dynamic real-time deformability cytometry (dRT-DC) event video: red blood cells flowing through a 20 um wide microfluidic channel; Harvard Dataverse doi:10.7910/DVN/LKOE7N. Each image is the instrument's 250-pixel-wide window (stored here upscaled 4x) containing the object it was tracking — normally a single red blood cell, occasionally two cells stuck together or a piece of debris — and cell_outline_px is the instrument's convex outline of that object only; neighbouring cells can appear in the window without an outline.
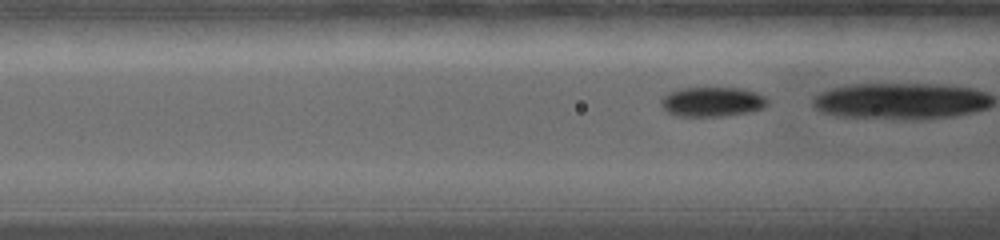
{"species": "common noctule bat (a hibernating species)", "species_latin": "Nyctalus noctula", "temperature_condition": "warm", "stored_images_in_passage": 14, "camera_frame_rate_fps": 5000, "um_per_image_px": 0.085, "animal": {"sex": "female", "body_mass_g": 19.0, "forearm_length_mm": 56.7}, "frame": {"image": 1, "passage_image": 8, "time_ms": 1.2, "image_size_px": [1000, 240], "cell_outline_px": [[768, 104], [764, 108], [748, 112], [720, 116], [676, 116], [668, 112], [660, 104], [660, 100], [668, 92], [680, 88], [744, 88], [756, 92], [764, 96], [768, 100]], "centroid_in_image_um": [60.54, 8.64], "position_along_channel_um": 106.1, "area_um2": 18.44}}